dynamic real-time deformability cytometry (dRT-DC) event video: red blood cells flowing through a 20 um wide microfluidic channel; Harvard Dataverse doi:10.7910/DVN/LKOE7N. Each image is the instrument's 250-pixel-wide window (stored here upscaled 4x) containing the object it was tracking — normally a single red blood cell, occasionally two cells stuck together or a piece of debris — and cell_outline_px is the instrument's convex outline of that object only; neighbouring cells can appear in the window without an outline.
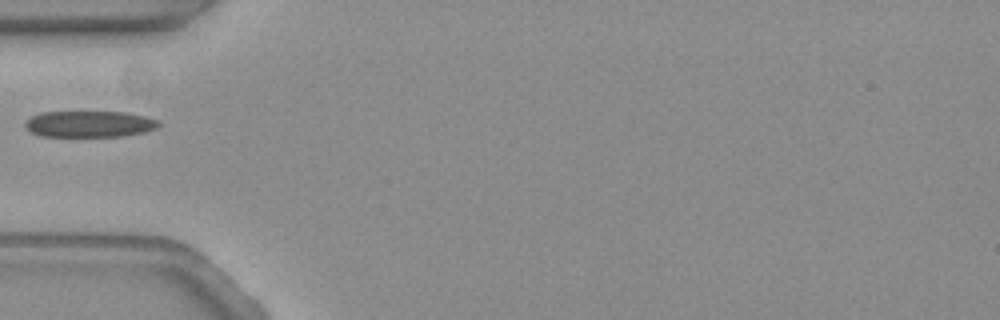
{"species": "common noctule bat (a hibernating species)", "species_latin": "Nyctalus noctula", "temperature_condition": "warm", "stored_images_in_passage": 40, "camera_frame_rate_fps": 3000, "um_per_image_px": 0.085, "animal": {"sex": "female", "body_mass_g": 19.3, "forearm_length_mm": 54.1}, "frame": {"image": 1, "passage_image": 1, "time_ms": 0.0, "image_size_px": [1000, 320], "cell_outline_px": [[160, 124], [156, 128], [144, 132], [120, 136], [40, 136], [32, 132], [24, 124], [24, 120], [40, 112], [128, 112], [144, 116], [156, 120]], "centroid_in_image_um": [7.57, 10.53], "position_along_channel_um": 77.4, "area_um2": 20.35}}
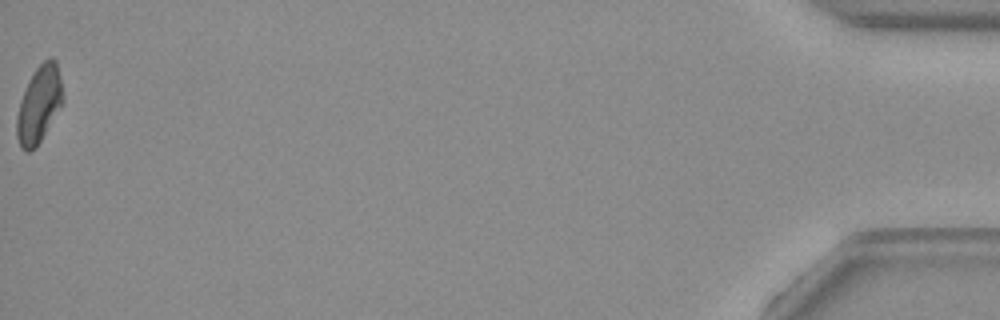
{"frame": {"image": 2, "passage_image": 40, "time_ms": 13.0, "image_size_px": [1000, 320], "cell_outline_px": [[64, 104], [36, 148], [28, 152], [20, 148], [16, 136], [16, 116], [20, 100], [28, 80], [36, 68], [48, 56], [52, 56], [56, 60], [60, 76], [64, 96]], "centroid_in_image_um": [3.33, 8.88], "position_along_channel_um": 431.9, "area_um2": 21.21}}